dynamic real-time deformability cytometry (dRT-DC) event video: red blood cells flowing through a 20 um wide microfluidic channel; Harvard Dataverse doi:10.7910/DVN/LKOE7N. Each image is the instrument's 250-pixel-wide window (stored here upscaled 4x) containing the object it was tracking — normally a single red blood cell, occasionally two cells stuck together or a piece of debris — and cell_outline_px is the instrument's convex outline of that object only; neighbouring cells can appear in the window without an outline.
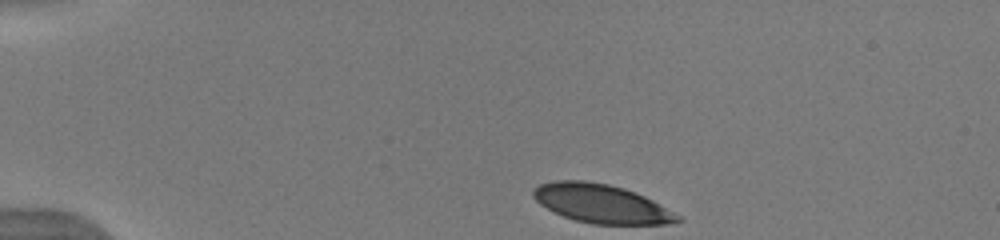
{"species": "human", "species_latin": "Homo sapiens", "temperature_condition": "warm", "stored_images_in_passage": 31, "camera_frame_rate_fps": 3000, "um_per_image_px": 0.085, "donor": {"sex": "male"}, "frame": {"image": 1, "passage_image": 1, "time_ms": 0.0, "image_size_px": [1000, 240], "cell_outline_px": [[684, 220], [668, 224], [592, 224], [576, 220], [564, 216], [540, 204], [532, 196], [532, 188], [540, 184], [556, 180], [584, 180], [608, 184], [624, 188], [644, 196], [652, 200], [680, 216]], "centroid_in_image_um": [51.1, 17.3], "position_along_channel_um": 33.9, "area_um2": 32.37}}
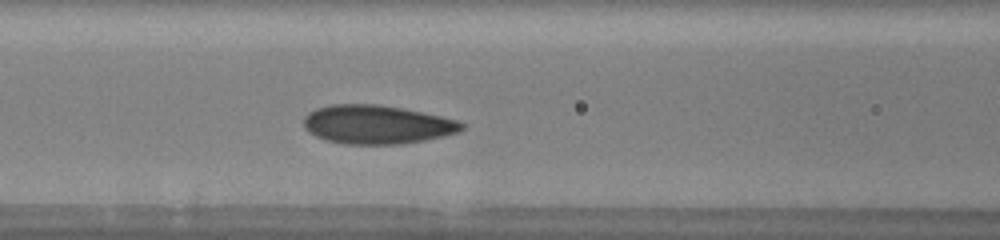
{"frame": {"image": 2, "passage_image": 14, "time_ms": 4.333, "image_size_px": [1000, 240], "cell_outline_px": [[464, 128], [456, 132], [424, 140], [400, 144], [344, 144], [328, 140], [316, 136], [308, 132], [304, 128], [304, 116], [308, 112], [316, 108], [332, 104], [376, 104], [400, 108], [440, 116], [456, 120], [464, 124]], "centroid_in_image_um": [31.97, 10.58], "position_along_channel_um": 134.6, "area_um2": 35.32}}
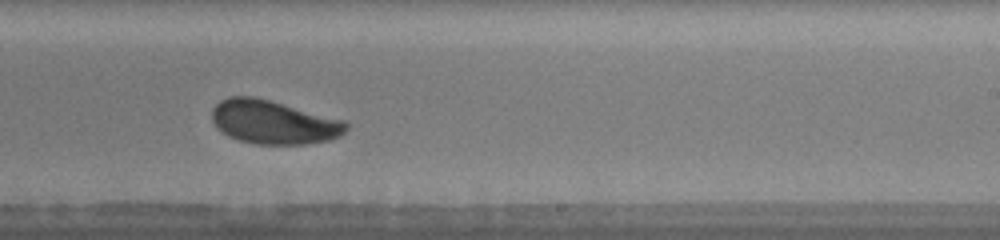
{"frame": {"image": 3, "passage_image": 22, "time_ms": 7.0, "image_size_px": [1000, 240], "cell_outline_px": [[348, 128], [340, 136], [328, 140], [304, 144], [256, 144], [240, 140], [228, 136], [216, 128], [212, 120], [212, 108], [220, 100], [228, 96], [256, 96], [344, 120], [348, 124]], "centroid_in_image_um": [23.22, 10.37], "position_along_channel_um": 265.8, "area_um2": 34.28}, "authors_computed_cell_mechanics": {"area_um2": 34.6222, "velocity_mm_per_s": 3.9838, "shape_relaxation_time_tau1_ms": 3.3906, "shape_relaxation_time_tau2_ms": 1.0905, "deformation_change_tau1": 0.1362, "deformation_change_tau2": 0.0591}}